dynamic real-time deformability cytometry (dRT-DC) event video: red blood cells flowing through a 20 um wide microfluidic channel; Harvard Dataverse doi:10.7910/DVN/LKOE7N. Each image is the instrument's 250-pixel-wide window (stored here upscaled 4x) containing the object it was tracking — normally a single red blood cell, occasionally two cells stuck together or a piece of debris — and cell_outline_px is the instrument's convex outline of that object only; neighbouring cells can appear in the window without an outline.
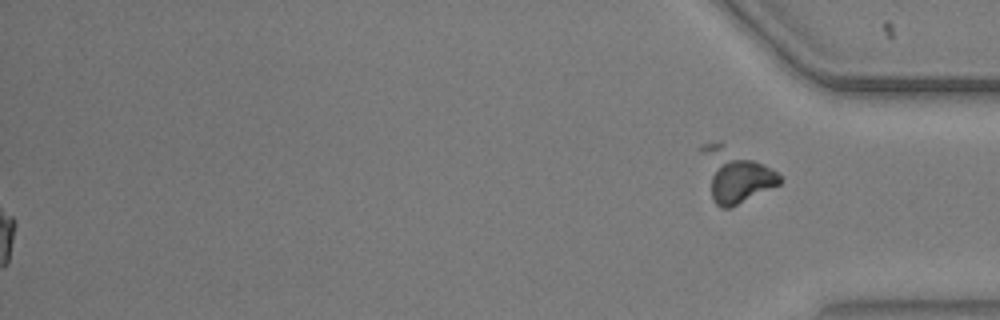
{"species": "common noctule bat (a hibernating species)", "species_latin": "Nyctalus noctula", "temperature_condition": "warm", "stored_images_in_passage": 55, "segment_of_instrument_passage": [2, 2], "camera_frame_rate_fps": 3000, "um_per_image_px": 0.085, "animal": {"sex": "male", "body_mass_g": 20.5, "forearm_length_mm": 52.5}, "frame": {"image": 1, "passage_image": 55, "time_ms": 18.0, "image_size_px": [1000, 320], "cell_outline_px": [[784, 180], [780, 184], [728, 208], [720, 208], [712, 200], [712, 176], [724, 164], [732, 160], [752, 160], [764, 164], [772, 168]], "centroid_in_image_um": [63.07, 15.46], "position_along_channel_um": 372.1, "area_um2": 16.76}}